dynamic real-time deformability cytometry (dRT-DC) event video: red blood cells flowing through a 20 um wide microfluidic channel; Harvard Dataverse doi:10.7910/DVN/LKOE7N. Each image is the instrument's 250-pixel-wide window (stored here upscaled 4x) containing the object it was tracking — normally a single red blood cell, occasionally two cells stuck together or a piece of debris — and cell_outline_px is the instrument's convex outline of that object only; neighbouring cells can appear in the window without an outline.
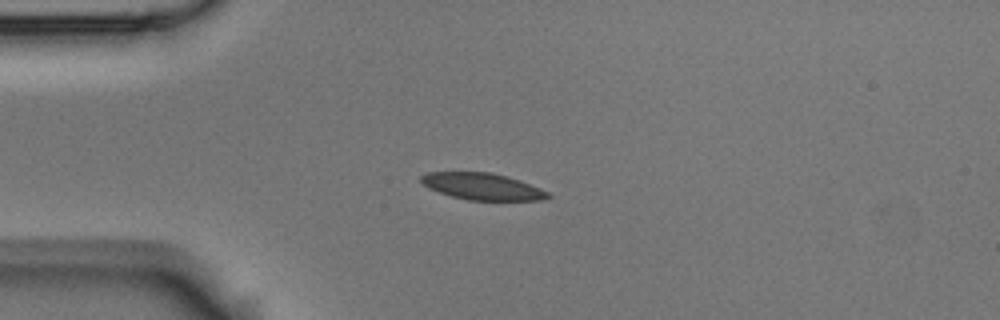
{"species": "Egyptian fruit bat (a non-hibernating species)", "species_latin": "Rousettus aegyptiacus", "temperature_condition": "room temperature", "stored_images_in_passage": 3, "camera_frame_rate_fps": 3000, "um_per_image_px": 0.085, "animal": {"sex": "male"}, "frame": {"image": 1, "passage_image": 3, "time_ms": 0.667, "image_size_px": [1000, 320], "cell_outline_px": [[552, 196], [544, 200], [468, 200], [452, 196], [428, 188], [420, 180], [420, 176], [428, 172], [488, 172], [508, 176], [540, 188], [548, 192]], "centroid_in_image_um": [41.01, 15.85], "position_along_channel_um": 44.0, "area_um2": 19.65}}